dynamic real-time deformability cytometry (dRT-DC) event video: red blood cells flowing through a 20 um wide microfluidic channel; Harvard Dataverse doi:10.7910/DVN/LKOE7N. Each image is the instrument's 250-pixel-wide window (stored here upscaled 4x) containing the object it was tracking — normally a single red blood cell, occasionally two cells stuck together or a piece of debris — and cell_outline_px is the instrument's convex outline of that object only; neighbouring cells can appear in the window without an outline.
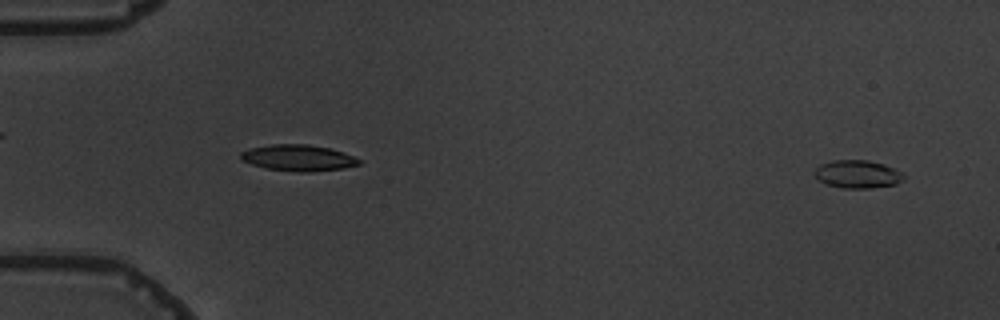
{"species": "common noctule bat (a hibernating species)", "species_latin": "Nyctalus noctula", "temperature_condition": "warm", "stored_images_in_passage": 6, "camera_frame_rate_fps": 3000, "um_per_image_px": 0.085, "animal": {"sex": "male", "body_mass_g": 19.5, "forearm_length_mm": 54.6}, "frame": {"image": 1, "passage_image": 6, "time_ms": 6.0, "image_size_px": [1000, 320], "cell_outline_px": [[904, 180], [896, 184], [872, 188], [844, 188], [828, 184], [820, 180], [812, 172], [820, 164], [832, 160], [868, 160], [884, 164], [904, 172]], "centroid_in_image_um": [72.93, 14.79], "position_along_channel_um": 12.1, "area_um2": 14.62}}